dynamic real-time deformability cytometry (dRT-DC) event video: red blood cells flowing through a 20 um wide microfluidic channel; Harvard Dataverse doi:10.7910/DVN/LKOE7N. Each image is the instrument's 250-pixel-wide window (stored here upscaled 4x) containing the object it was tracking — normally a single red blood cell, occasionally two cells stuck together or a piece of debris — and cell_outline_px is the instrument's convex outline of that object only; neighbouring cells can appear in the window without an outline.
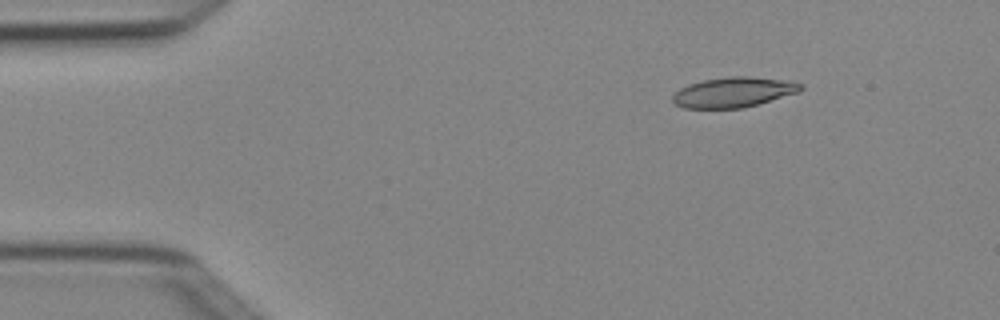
{"species": "Egyptian fruit bat (a non-hibernating species)", "species_latin": "Rousettus aegyptiacus", "temperature_condition": "cold", "stored_images_in_passage": 3, "camera_frame_rate_fps": 3000, "um_per_image_px": 0.085, "animal": {"sex": "female"}, "frame": {"image": 1, "passage_image": 1, "time_ms": 0.0, "image_size_px": [1000, 320], "cell_outline_px": [[804, 88], [800, 92], [744, 108], [684, 108], [676, 104], [672, 100], [672, 96], [680, 88], [688, 84], [704, 80], [728, 76], [748, 76], [792, 80], [804, 84]], "centroid_in_image_um": [62.42, 7.83], "position_along_channel_um": 22.6, "area_um2": 22.77}}